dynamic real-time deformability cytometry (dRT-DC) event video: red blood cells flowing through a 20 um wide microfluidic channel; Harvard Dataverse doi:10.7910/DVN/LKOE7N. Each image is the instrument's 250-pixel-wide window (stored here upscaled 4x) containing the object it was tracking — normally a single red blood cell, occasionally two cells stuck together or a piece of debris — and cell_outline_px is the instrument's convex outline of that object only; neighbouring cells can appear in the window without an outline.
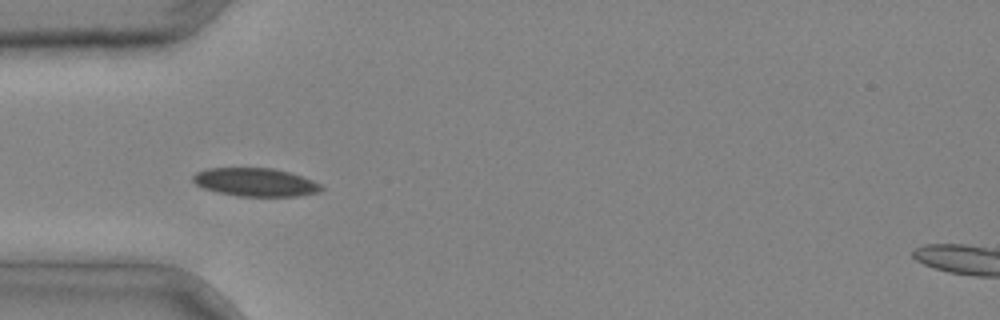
{"species": "common noctule bat (a hibernating species)", "species_latin": "Nyctalus noctula", "temperature_condition": "cold", "stored_images_in_passage": 3, "camera_frame_rate_fps": 3000, "um_per_image_px": 0.085, "animal": {"sex": "male", "body_mass_g": 20.4}, "frame": {"image": 1, "passage_image": 3, "time_ms": 0.667, "image_size_px": [1000, 320], "cell_outline_px": [[324, 188], [316, 192], [296, 196], [240, 196], [216, 192], [204, 188], [196, 184], [192, 180], [192, 176], [196, 172], [208, 168], [276, 168], [312, 180], [320, 184]], "centroid_in_image_um": [21.67, 15.48], "position_along_channel_um": 63.3, "area_um2": 20.98}}